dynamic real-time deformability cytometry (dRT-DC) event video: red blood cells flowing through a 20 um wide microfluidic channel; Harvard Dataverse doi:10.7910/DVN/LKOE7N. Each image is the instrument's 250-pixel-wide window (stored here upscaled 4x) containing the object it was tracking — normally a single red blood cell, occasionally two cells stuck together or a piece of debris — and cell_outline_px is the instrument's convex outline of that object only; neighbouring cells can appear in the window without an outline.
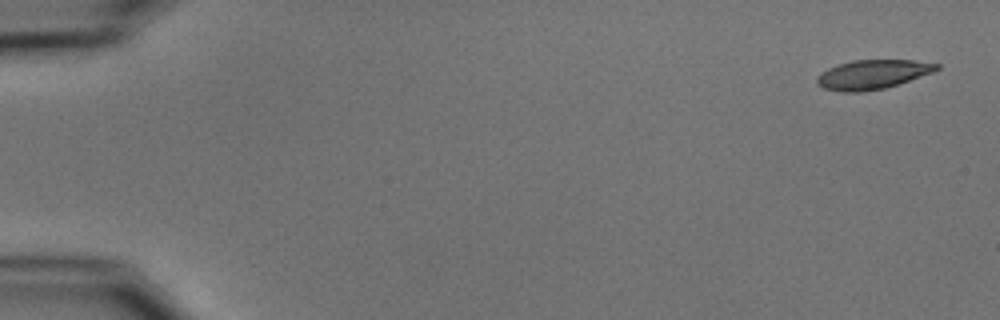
{"species": "common noctule bat (a hibernating species)", "species_latin": "Nyctalus noctula", "temperature_condition": "cold", "stored_images_in_passage": 7, "camera_frame_rate_fps": 3000, "um_per_image_px": 0.085, "animal": {"sex": "male", "body_mass_g": 15.6}, "frame": {"image": 1, "passage_image": 1, "time_ms": 0.0, "image_size_px": [1000, 320], "cell_outline_px": [[940, 68], [932, 72], [884, 88], [860, 92], [840, 92], [824, 88], [816, 84], [816, 76], [820, 72], [828, 68], [852, 60], [912, 60], [940, 64]], "centroid_in_image_um": [74.1, 6.33], "position_along_channel_um": 10.9, "area_um2": 20.23}}
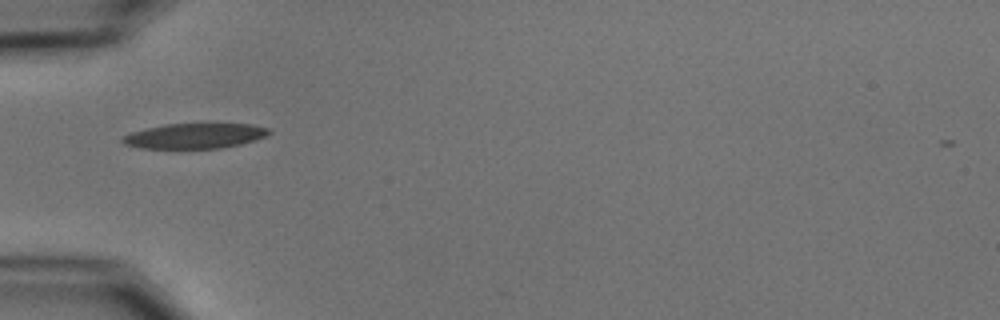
{"frame": {"image": 2, "passage_image": 5, "time_ms": 5.333, "image_size_px": [1000, 320], "cell_outline_px": [[272, 132], [256, 140], [240, 144], [220, 148], [140, 148], [124, 144], [120, 140], [120, 136], [132, 132], [148, 128], [168, 124], [252, 124], [268, 128]], "centroid_in_image_um": [16.54, 11.55], "position_along_channel_um": 68.5, "area_um2": 21.33}}